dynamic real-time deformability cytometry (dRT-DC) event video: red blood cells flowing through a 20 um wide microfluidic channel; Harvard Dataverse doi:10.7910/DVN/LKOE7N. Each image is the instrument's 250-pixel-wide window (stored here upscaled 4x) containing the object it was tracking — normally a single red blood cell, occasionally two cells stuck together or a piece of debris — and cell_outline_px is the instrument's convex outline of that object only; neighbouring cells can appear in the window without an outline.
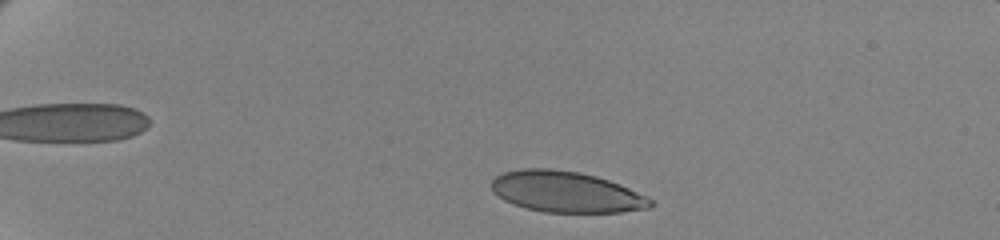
{"species": "human", "species_latin": "Homo sapiens", "temperature_condition": "cold", "stored_images_in_passage": 47, "camera_frame_rate_fps": 3000, "um_per_image_px": 0.085, "donor": {"sex": "female"}, "frame": {"image": 1, "passage_image": 4, "time_ms": 1.0, "image_size_px": [1000, 240], "cell_outline_px": [[652, 204], [648, 208], [620, 212], [544, 212], [524, 208], [512, 204], [504, 200], [492, 192], [492, 180], [496, 176], [504, 172], [520, 168], [552, 168], [580, 172], [596, 176], [620, 184], [648, 196], [652, 200]], "centroid_in_image_um": [48.1, 16.3], "position_along_channel_um": 36.9, "area_um2": 38.15}}
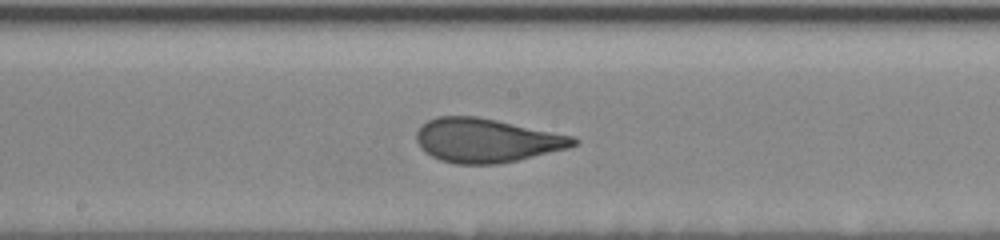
{"frame": {"image": 2, "passage_image": 26, "time_ms": 8.333, "image_size_px": [1000, 240], "cell_outline_px": [[580, 140], [576, 144], [568, 148], [516, 160], [496, 164], [456, 164], [440, 160], [424, 152], [420, 148], [416, 140], [416, 132], [420, 124], [436, 116], [476, 116], [576, 136]], "centroid_in_image_um": [41.33, 11.92], "position_along_channel_um": 206.9, "area_um2": 40.34}}
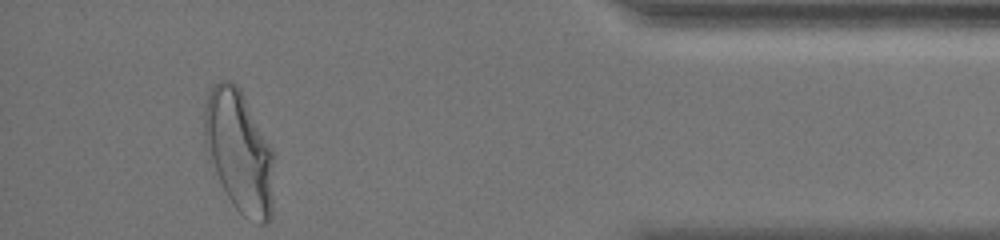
{"frame": {"image": 3, "passage_image": 47, "time_ms": 15.333, "image_size_px": [1000, 240], "cell_outline_px": [[272, 216], [268, 224], [260, 224], [248, 220], [232, 204], [208, 160], [204, 152], [204, 108], [208, 92], [212, 84], [220, 80], [232, 80], [240, 88], [272, 148]], "centroid_in_image_um": [20.29, 12.86], "position_along_channel_um": 414.9, "area_um2": 49.88}, "authors_computed_cell_mechanics": {"area_um2": 39.9976, "velocity_mm_per_s": 3.4404, "shape_relaxation_time_tau1_ms": 5.754, "shape_relaxation_time_tau2_ms": null, "deformation_change_tau1": 0.2079, "deformation_change_tau2": null}}